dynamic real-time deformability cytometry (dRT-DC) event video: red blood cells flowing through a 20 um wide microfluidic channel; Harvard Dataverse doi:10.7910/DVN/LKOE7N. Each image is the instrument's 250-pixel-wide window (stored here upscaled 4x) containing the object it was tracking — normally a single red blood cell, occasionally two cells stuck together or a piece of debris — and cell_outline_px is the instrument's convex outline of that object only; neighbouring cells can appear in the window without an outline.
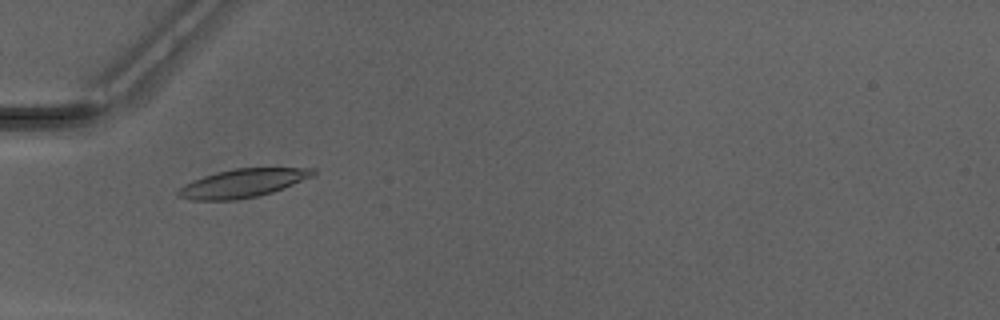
{"species": "Egyptian fruit bat (a non-hibernating species)", "species_latin": "Rousettus aegyptiacus", "temperature_condition": "warm", "stored_images_in_passage": 38, "camera_frame_rate_fps": 3000, "um_per_image_px": 0.085, "animal": {"sex": "male"}, "frame": {"image": 1, "passage_image": 5, "time_ms": 1.333, "image_size_px": [1000, 320], "cell_outline_px": [[316, 172], [312, 176], [272, 192], [256, 196], [236, 200], [188, 200], [176, 196], [176, 192], [184, 184], [192, 180], [216, 172], [232, 168], [316, 168]], "centroid_in_image_um": [20.56, 15.57], "position_along_channel_um": 64.4, "area_um2": 22.25}}
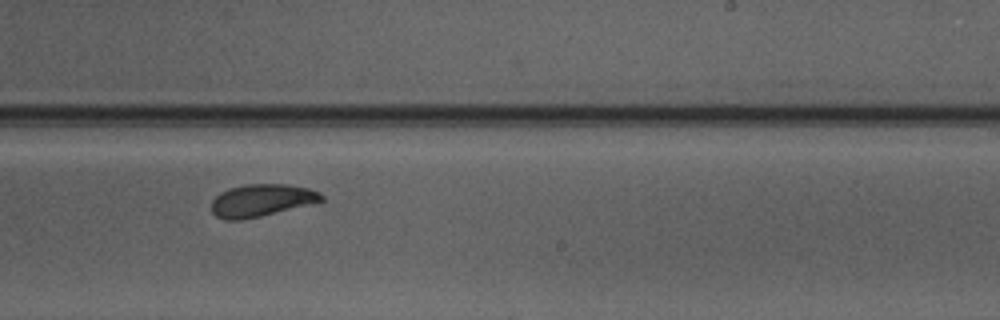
{"frame": {"image": 2, "passage_image": 20, "time_ms": 6.333, "image_size_px": [1000, 320], "cell_outline_px": [[324, 200], [260, 216], [240, 220], [228, 220], [216, 216], [212, 212], [212, 200], [220, 192], [228, 188], [244, 184], [288, 184], [308, 188], [320, 192], [324, 196]], "centroid_in_image_um": [22.2, 17.01], "position_along_channel_um": 266.8, "area_um2": 20.58}}
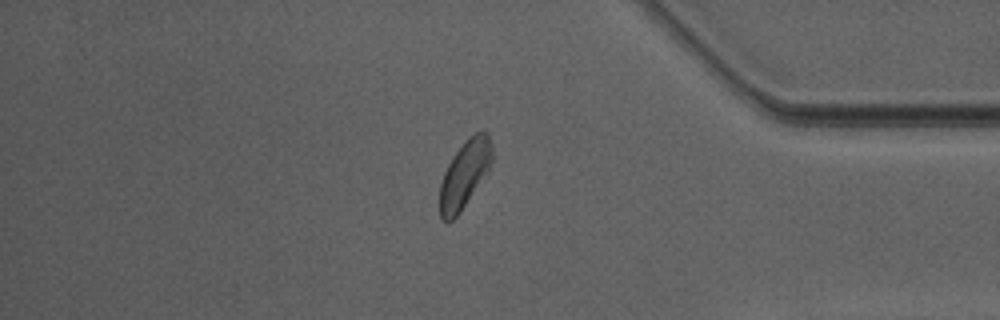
{"frame": {"image": 3, "passage_image": 31, "time_ms": 10.0, "image_size_px": [1000, 320], "cell_outline_px": [[492, 160], [488, 172], [460, 212], [452, 220], [444, 220], [440, 216], [440, 184], [444, 172], [452, 156], [464, 140], [468, 136], [476, 132], [488, 132], [492, 144]], "centroid_in_image_um": [39.51, 14.76], "position_along_channel_um": 395.7, "area_um2": 20.52}, "authors_computed_cell_mechanics": {"area_um2": 21.2415, "velocity_mm_per_s": 4.1262, "shape_relaxation_time_tau1_ms": 2.7682, "shape_relaxation_time_tau2_ms": 2.7757, "deformation_change_tau1": 0.1208, "deformation_change_tau2": 0.0769}}